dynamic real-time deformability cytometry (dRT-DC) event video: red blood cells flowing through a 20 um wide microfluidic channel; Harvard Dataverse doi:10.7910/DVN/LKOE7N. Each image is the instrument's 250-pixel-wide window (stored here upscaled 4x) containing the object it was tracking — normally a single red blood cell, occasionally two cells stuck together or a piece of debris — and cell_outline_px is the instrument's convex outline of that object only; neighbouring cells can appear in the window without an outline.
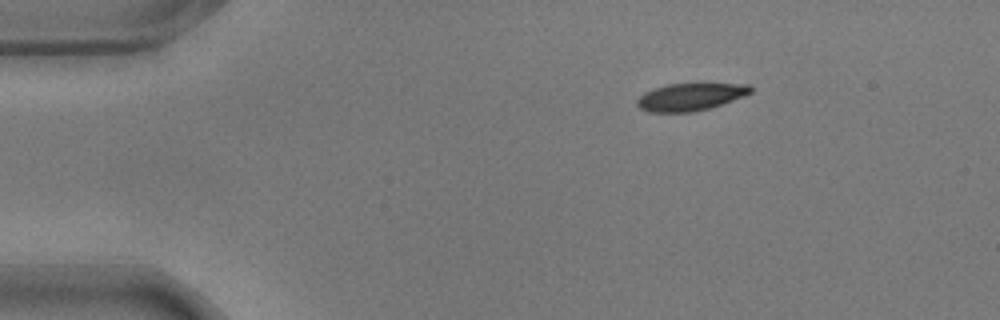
{"species": "common noctule bat (a hibernating species)", "species_latin": "Nyctalus noctula", "temperature_condition": "warm", "stored_images_in_passage": 49, "camera_frame_rate_fps": 3000, "um_per_image_px": 0.085, "animal": {"sex": "male", "body_mass_g": 17.9}, "frame": {"image": 1, "passage_image": 1, "time_ms": 0.0, "image_size_px": [1000, 320], "cell_outline_px": [[752, 92], [744, 96], [708, 108], [692, 112], [648, 112], [640, 108], [636, 104], [636, 100], [644, 92], [668, 84], [748, 84], [752, 88]], "centroid_in_image_um": [58.65, 8.24], "position_along_channel_um": 26.4, "area_um2": 17.86}}
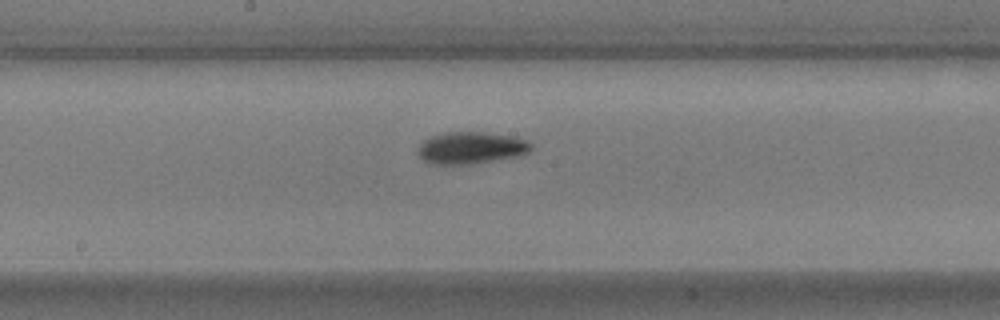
{"frame": {"image": 2, "passage_image": 22, "time_ms": 7.0, "image_size_px": [1000, 320], "cell_outline_px": [[532, 148], [528, 152], [516, 156], [472, 164], [428, 164], [416, 152], [420, 144], [424, 140], [432, 136], [444, 132], [484, 132], [516, 136], [528, 140], [532, 144]], "centroid_in_image_um": [40.04, 12.56], "position_along_channel_um": 208.2, "area_um2": 21.21}}
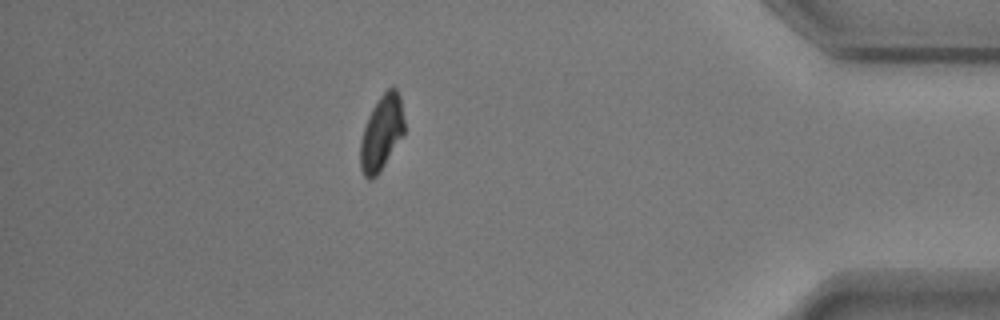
{"frame": {"image": 3, "passage_image": 42, "time_ms": 13.667, "image_size_px": [1000, 320], "cell_outline_px": [[404, 132], [380, 172], [372, 180], [368, 180], [364, 176], [360, 168], [360, 140], [368, 116], [372, 108], [380, 96], [392, 84], [396, 88], [400, 96], [404, 120]], "centroid_in_image_um": [32.42, 11.29], "position_along_channel_um": 402.8, "area_um2": 19.25}, "authors_computed_cell_mechanics": {"area_um2": 19.8254, "velocity_mm_per_s": 3.5426, "shape_relaxation_time_tau1_ms": 3.2167, "shape_relaxation_time_tau2_ms": 5.7958, "deformation_change_tau1": 0.1216, "deformation_change_tau2": 0.096}}